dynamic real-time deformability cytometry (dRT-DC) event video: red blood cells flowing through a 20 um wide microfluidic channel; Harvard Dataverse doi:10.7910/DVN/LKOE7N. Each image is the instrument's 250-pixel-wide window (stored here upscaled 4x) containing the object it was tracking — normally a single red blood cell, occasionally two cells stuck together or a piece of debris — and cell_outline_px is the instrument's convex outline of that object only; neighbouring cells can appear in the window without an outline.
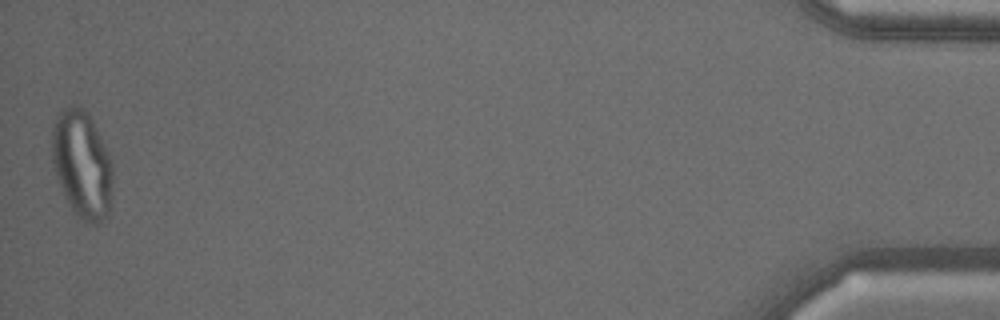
{"species": "common noctule bat (a hibernating species)", "species_latin": "Nyctalus noctula", "temperature_condition": "warm", "stored_images_in_passage": 54, "camera_frame_rate_fps": 3000, "um_per_image_px": 0.085, "animal": {"sex": "male", "body_mass_g": 18.8}, "frame": {"image": 1, "passage_image": 54, "time_ms": 17.667, "image_size_px": [1000, 320], "cell_outline_px": [[112, 204], [108, 216], [100, 224], [92, 224], [84, 220], [68, 204], [64, 196], [56, 176], [52, 164], [52, 128], [56, 116], [60, 112], [72, 104], [80, 104], [88, 112], [112, 160]], "centroid_in_image_um": [6.99, 13.97], "position_along_channel_um": 428.2, "area_um2": 38.49}}